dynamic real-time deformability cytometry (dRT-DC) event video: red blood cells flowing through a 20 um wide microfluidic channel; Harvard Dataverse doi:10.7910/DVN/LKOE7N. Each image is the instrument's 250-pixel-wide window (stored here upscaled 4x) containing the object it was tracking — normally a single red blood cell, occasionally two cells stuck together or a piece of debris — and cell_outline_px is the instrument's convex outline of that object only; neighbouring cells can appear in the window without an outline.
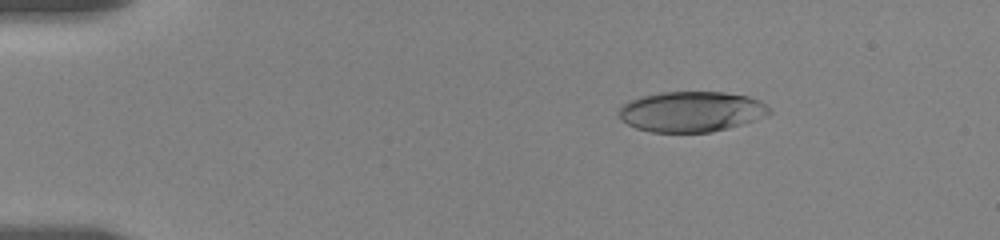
{"species": "human", "species_latin": "Homo sapiens", "temperature_condition": "room temperature", "stored_images_in_passage": 16, "camera_frame_rate_fps": 3000, "um_per_image_px": 0.085, "donor": {"sex": "female"}, "frame": {"image": 1, "passage_image": 10, "time_ms": 2.333, "image_size_px": [1000, 240], "cell_outline_px": [[772, 112], [768, 116], [712, 132], [652, 132], [636, 128], [620, 120], [616, 112], [624, 104], [640, 96], [664, 92], [724, 92], [748, 96], [760, 100], [772, 108]], "centroid_in_image_um": [58.78, 9.48], "position_along_channel_um": 26.2, "area_um2": 35.6}}